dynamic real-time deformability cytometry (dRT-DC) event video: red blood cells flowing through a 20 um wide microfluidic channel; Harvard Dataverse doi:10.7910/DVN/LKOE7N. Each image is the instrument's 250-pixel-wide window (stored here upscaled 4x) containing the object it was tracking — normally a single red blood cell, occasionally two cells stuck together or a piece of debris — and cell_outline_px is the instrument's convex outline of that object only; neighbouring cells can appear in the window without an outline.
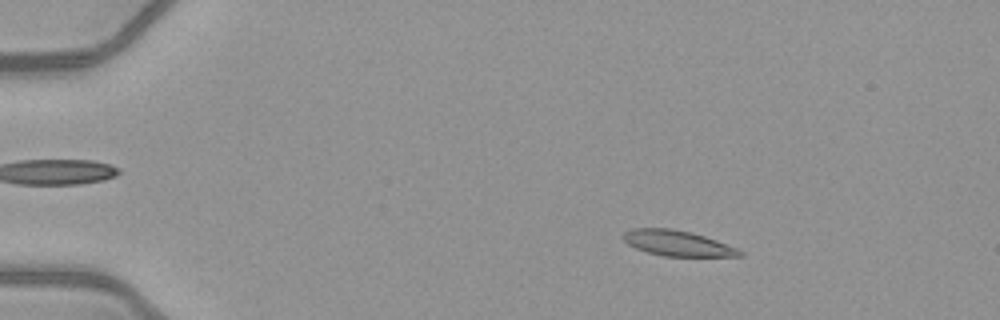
{"species": "common noctule bat (a hibernating species)", "species_latin": "Nyctalus noctula", "temperature_condition": "warm", "stored_images_in_passage": 52, "camera_frame_rate_fps": 3000, "um_per_image_px": 0.085, "animal": {"sex": "female", "body_mass_g": 21.9}, "frame": {"image": 1, "passage_image": 9, "time_ms": 2.667, "image_size_px": [1000, 320], "cell_outline_px": [[744, 256], [664, 256], [648, 252], [636, 248], [628, 244], [620, 236], [624, 232], [632, 228], [672, 228], [692, 232], [740, 248], [744, 252]], "centroid_in_image_um": [57.6, 20.66], "position_along_channel_um": 27.4, "area_um2": 17.46}}
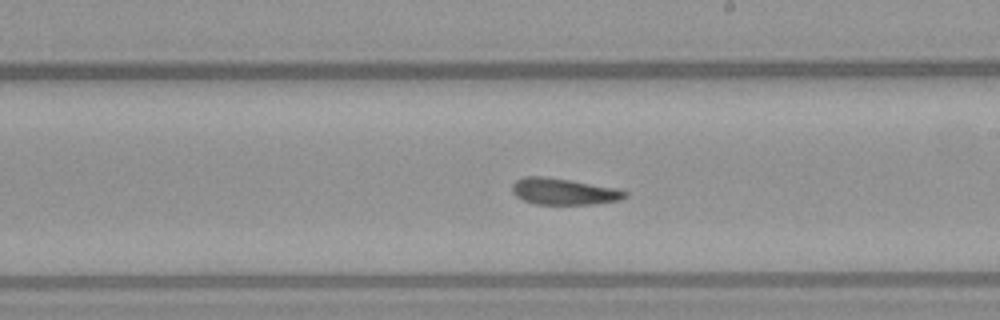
{"frame": {"image": 2, "passage_image": 31, "time_ms": 10.0, "image_size_px": [1000, 320], "cell_outline_px": [[628, 196], [620, 200], [596, 204], [536, 204], [524, 200], [516, 196], [512, 192], [512, 184], [516, 180], [524, 176], [544, 176], [572, 180], [616, 188], [628, 192]], "centroid_in_image_um": [47.93, 16.27], "position_along_channel_um": 241.1, "area_um2": 17.51}}
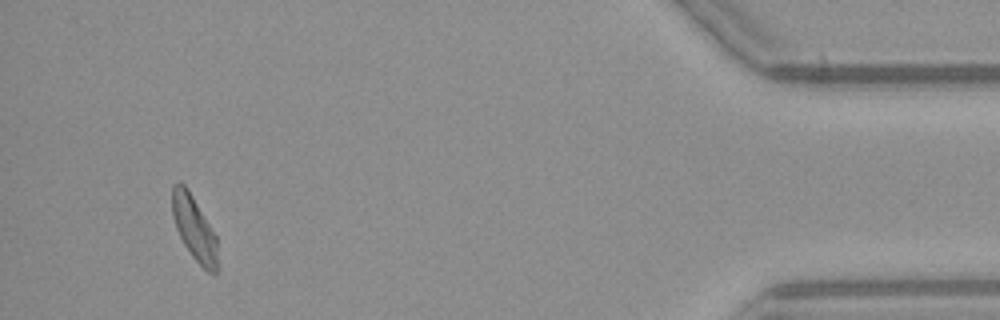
{"frame": {"image": 3, "passage_image": 49, "time_ms": 16.0, "image_size_px": [1000, 320], "cell_outline_px": [[216, 272], [208, 272], [192, 256], [184, 244], [176, 228], [172, 216], [172, 184], [180, 180], [188, 188], [216, 236]], "centroid_in_image_um": [16.46, 19.31], "position_along_channel_um": 418.7, "area_um2": 16.7}, "authors_computed_cell_mechanics": {"area_um2": 17.629, "velocity_mm_per_s": 4.0695, "shape_relaxation_time_tau1_ms": 8.2854, "shape_relaxation_time_tau2_ms": 3.5629, "deformation_change_tau1": 0.2453, "deformation_change_tau2": 0.1198}}